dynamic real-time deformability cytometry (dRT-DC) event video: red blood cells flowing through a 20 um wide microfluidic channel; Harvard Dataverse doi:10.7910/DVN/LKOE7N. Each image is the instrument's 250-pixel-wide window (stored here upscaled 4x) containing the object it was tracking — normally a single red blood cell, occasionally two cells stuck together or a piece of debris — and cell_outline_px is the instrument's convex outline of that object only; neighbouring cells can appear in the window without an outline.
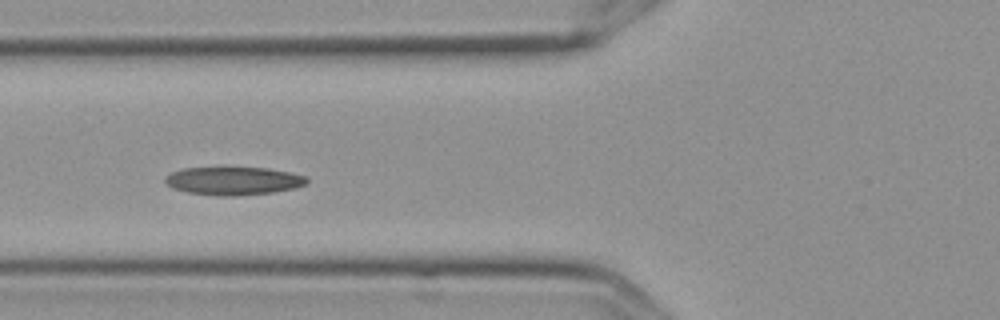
{"species": "Egyptian fruit bat (a non-hibernating species)", "species_latin": "Rousettus aegyptiacus", "temperature_condition": "cold", "stored_images_in_passage": 6, "camera_frame_rate_fps": 3000, "um_per_image_px": 0.085, "frame": {"image": 1, "passage_image": 5, "time_ms": 1.333, "image_size_px": [1000, 320], "cell_outline_px": [[308, 184], [296, 188], [272, 192], [232, 196], [216, 196], [188, 192], [172, 188], [164, 180], [164, 176], [172, 172], [184, 168], [268, 168], [308, 176]], "centroid_in_image_um": [19.87, 15.38], "position_along_channel_um": 105.9, "area_um2": 23.18}}
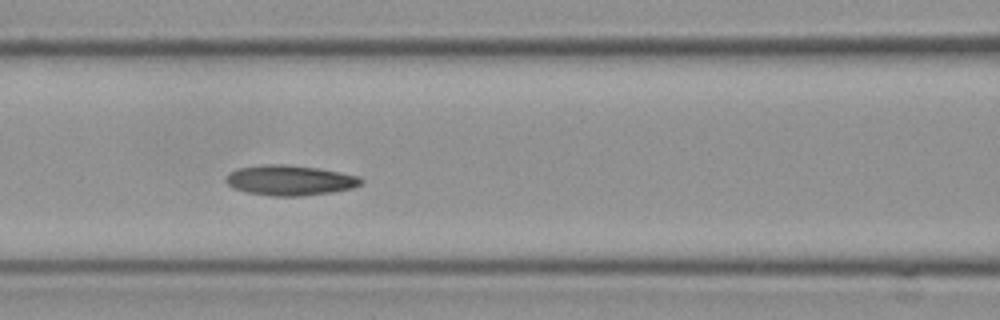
{"frame": {"image": 2, "passage_image": 6, "time_ms": 1.667, "image_size_px": [1000, 320], "cell_outline_px": [[364, 180], [360, 184], [352, 188], [332, 192], [300, 196], [272, 196], [248, 192], [232, 188], [224, 180], [224, 176], [236, 168], [264, 164], [284, 164], [320, 168], [360, 176]], "centroid_in_image_um": [24.62, 15.31], "position_along_channel_um": 142.0, "area_um2": 23.99}}